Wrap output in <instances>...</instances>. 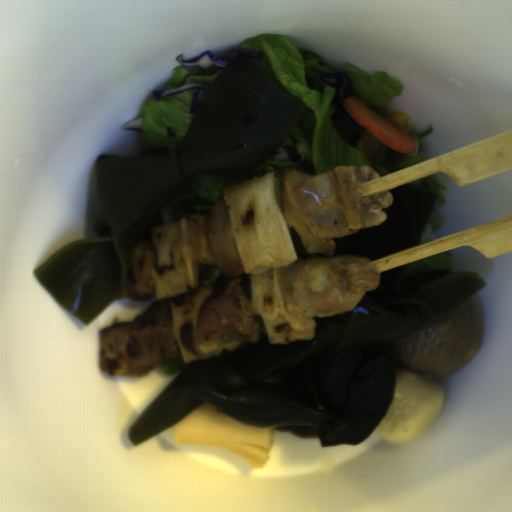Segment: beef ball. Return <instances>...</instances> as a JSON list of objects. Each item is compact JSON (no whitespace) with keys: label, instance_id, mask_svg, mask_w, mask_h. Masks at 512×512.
Returning a JSON list of instances; mask_svg holds the SVG:
<instances>
[{"label":"beef ball","instance_id":"obj_1","mask_svg":"<svg viewBox=\"0 0 512 512\" xmlns=\"http://www.w3.org/2000/svg\"><path fill=\"white\" fill-rule=\"evenodd\" d=\"M483 326L471 300L394 342L391 358L429 377L456 374L481 348Z\"/></svg>","mask_w":512,"mask_h":512}]
</instances>
